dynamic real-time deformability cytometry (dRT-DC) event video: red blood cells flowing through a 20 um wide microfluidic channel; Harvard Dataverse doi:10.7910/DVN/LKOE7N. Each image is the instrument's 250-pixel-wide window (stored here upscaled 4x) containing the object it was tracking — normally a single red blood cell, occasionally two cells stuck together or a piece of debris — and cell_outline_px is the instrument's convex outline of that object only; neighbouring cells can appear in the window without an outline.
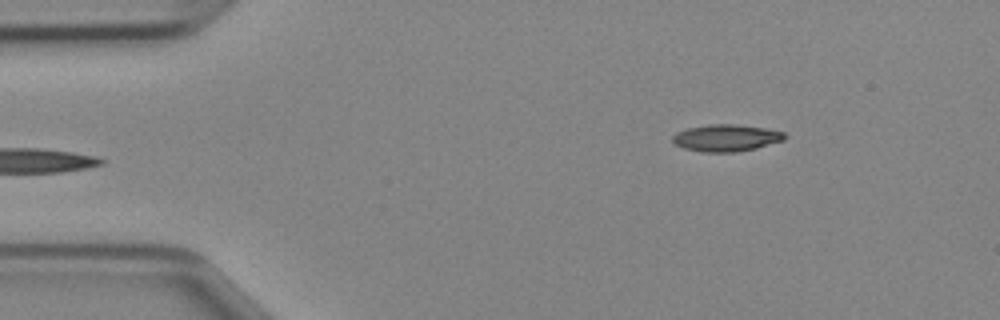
{"species": "Egyptian fruit bat (a non-hibernating species)", "species_latin": "Rousettus aegyptiacus", "temperature_condition": "cold", "stored_images_in_passage": 41, "camera_frame_rate_fps": 3000, "um_per_image_px": 0.085, "animal": {"sex": "female"}, "frame": {"image": 1, "passage_image": 1, "time_ms": 0.0, "image_size_px": [1000, 320], "cell_outline_px": [[784, 140], [756, 148], [736, 152], [700, 152], [684, 148], [676, 144], [672, 140], [672, 136], [676, 132], [688, 128], [708, 124], [736, 124], [764, 128], [784, 132]], "centroid_in_image_um": [61.69, 11.72], "position_along_channel_um": 23.3, "area_um2": 17.51}}
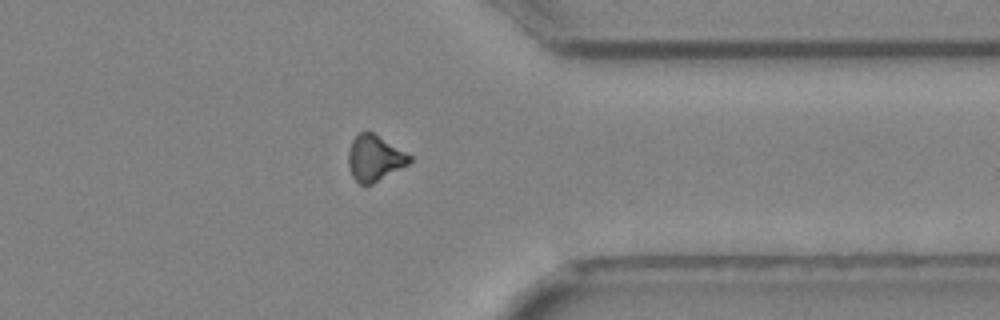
{"frame": {"image": 2, "passage_image": 31, "time_ms": 10.0, "image_size_px": [1000, 320], "cell_outline_px": [[412, 160], [408, 164], [372, 184], [360, 184], [352, 176], [348, 164], [348, 152], [352, 140], [360, 132], [368, 128], [412, 156]], "centroid_in_image_um": [31.83, 13.4], "position_along_channel_um": 379.6, "area_um2": 16.47}}
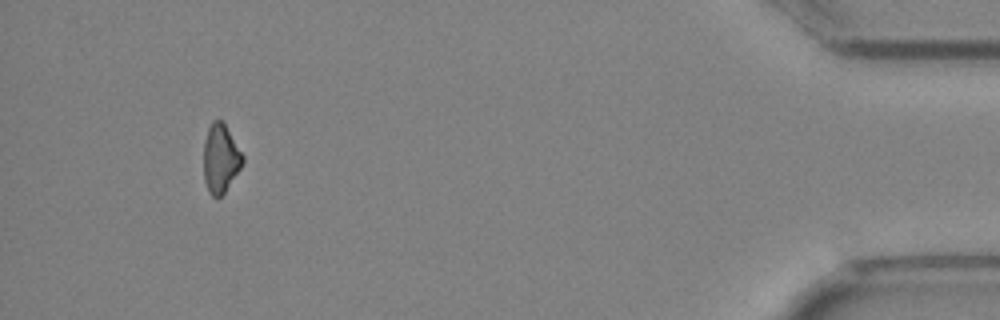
{"frame": {"image": 3, "passage_image": 38, "time_ms": 12.333, "image_size_px": [1000, 320], "cell_outline_px": [[244, 160], [240, 168], [224, 192], [216, 200], [208, 192], [204, 180], [204, 140], [208, 128], [212, 120], [220, 120], [224, 124], [244, 156]], "centroid_in_image_um": [18.72, 13.49], "position_along_channel_um": 416.5, "area_um2": 15.43}}